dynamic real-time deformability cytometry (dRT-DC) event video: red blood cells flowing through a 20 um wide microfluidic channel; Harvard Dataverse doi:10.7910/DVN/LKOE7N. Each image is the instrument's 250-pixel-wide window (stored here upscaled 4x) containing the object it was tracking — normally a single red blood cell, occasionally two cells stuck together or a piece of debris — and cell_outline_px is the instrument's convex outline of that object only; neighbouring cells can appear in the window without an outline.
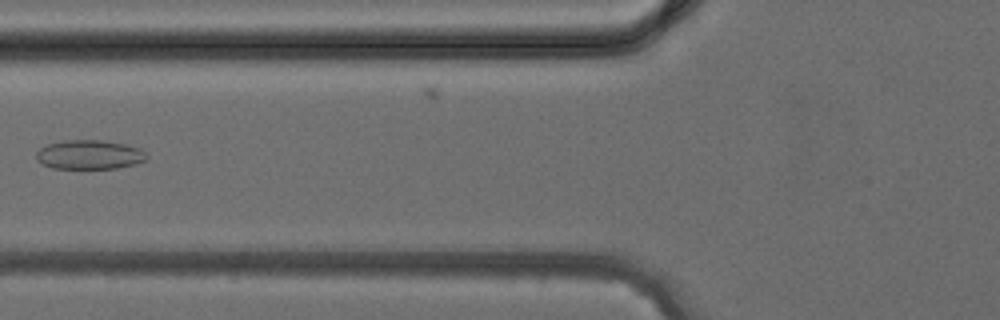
{"species": "common noctule bat (a hibernating species)", "species_latin": "Nyctalus noctula", "temperature_condition": "cold", "stored_images_in_passage": 39, "camera_frame_rate_fps": 3000, "um_per_image_px": 0.085, "animal": {"sex": "female", "body_mass_g": 24.6, "forearm_length_mm": 56.2}, "frame": {"image": 1, "passage_image": 15, "time_ms": 4.667, "image_size_px": [1000, 320], "cell_outline_px": [[148, 156], [144, 160], [136, 164], [116, 168], [52, 168], [36, 160], [36, 152], [40, 148], [48, 144], [64, 140], [100, 140], [124, 144], [140, 148]], "centroid_in_image_um": [7.59, 13.14], "position_along_channel_um": 118.2, "area_um2": 18.67}}
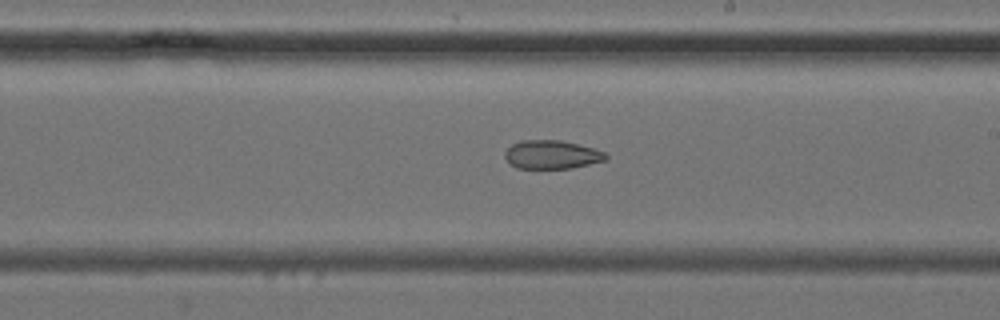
{"frame": {"image": 2, "passage_image": 22, "time_ms": 7.0, "image_size_px": [1000, 320], "cell_outline_px": [[608, 160], [572, 168], [516, 168], [504, 156], [504, 152], [512, 144], [520, 140], [560, 140], [592, 148], [604, 152], [608, 156]], "centroid_in_image_um": [46.9, 13.14], "position_along_channel_um": 242.1, "area_um2": 16.7}}
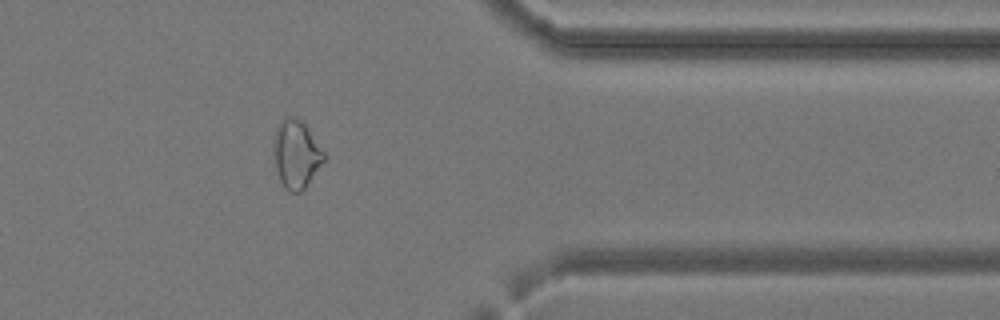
{"frame": {"image": 3, "passage_image": 31, "time_ms": 10.0, "image_size_px": [1000, 320], "cell_outline_px": [[328, 156], [308, 184], [300, 192], [288, 192], [284, 188], [280, 180], [276, 168], [272, 144], [272, 140], [276, 128], [288, 116], [296, 116], [304, 124]], "centroid_in_image_um": [25.18, 13.12], "position_along_channel_um": 386.2, "area_um2": 20.06}}